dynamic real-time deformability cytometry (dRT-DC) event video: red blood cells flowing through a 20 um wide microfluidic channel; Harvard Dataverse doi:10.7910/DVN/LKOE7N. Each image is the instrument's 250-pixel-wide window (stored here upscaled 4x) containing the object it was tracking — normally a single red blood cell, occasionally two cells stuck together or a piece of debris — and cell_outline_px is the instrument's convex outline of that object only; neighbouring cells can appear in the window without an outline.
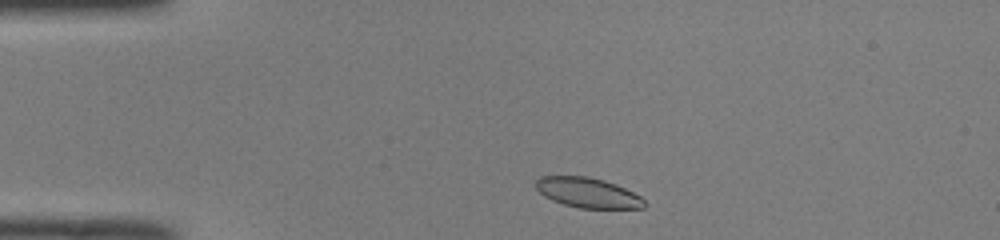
{"species": "common noctule bat (a hibernating species)", "species_latin": "Nyctalus noctula", "temperature_condition": "room temperature", "stored_images_in_passage": 41, "camera_frame_rate_fps": 3000, "um_per_image_px": 0.085, "animal": {"sex": "male", "body_mass_g": 19.0, "forearm_length_mm": 50.8}, "frame": {"image": 1, "passage_image": 2, "time_ms": 0.333, "image_size_px": [1000, 240], "cell_outline_px": [[648, 204], [644, 208], [580, 208], [564, 204], [552, 200], [544, 196], [536, 188], [536, 180], [540, 176], [588, 176], [604, 180], [616, 184], [640, 196]], "centroid_in_image_um": [49.97, 16.38], "position_along_channel_um": 35.0, "area_um2": 18.96}}
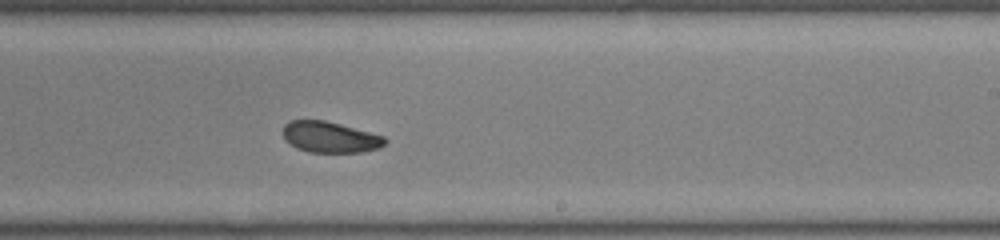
{"frame": {"image": 2, "passage_image": 22, "time_ms": 7.0, "image_size_px": [1000, 240], "cell_outline_px": [[388, 140], [380, 148], [364, 152], [308, 152], [296, 148], [284, 140], [280, 132], [284, 124], [288, 120], [324, 120], [340, 124], [384, 136]], "centroid_in_image_um": [28.0, 11.65], "position_along_channel_um": 261.0, "area_um2": 18.73}}
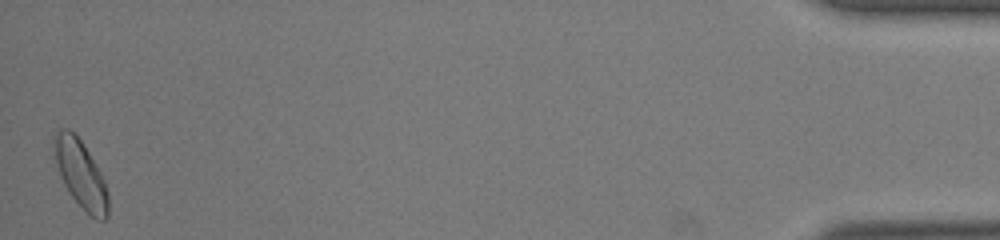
{"frame": {"image": 3, "passage_image": 41, "time_ms": 13.333, "image_size_px": [1000, 240], "cell_outline_px": [[108, 216], [104, 220], [96, 220], [68, 192], [60, 176], [52, 156], [52, 136], [60, 128], [68, 128], [80, 140], [88, 152], [100, 172], [104, 180], [108, 192]], "centroid_in_image_um": [6.81, 14.75], "position_along_channel_um": 428.4, "area_um2": 21.33}, "authors_computed_cell_mechanics": {"area_um2": 19.5364, "velocity_mm_per_s": 4.0488, "shape_relaxation_time_tau1_ms": 2.2602, "shape_relaxation_time_tau2_ms": 4.9146, "deformation_change_tau1": 0.0838, "deformation_change_tau2": 0.0898}}